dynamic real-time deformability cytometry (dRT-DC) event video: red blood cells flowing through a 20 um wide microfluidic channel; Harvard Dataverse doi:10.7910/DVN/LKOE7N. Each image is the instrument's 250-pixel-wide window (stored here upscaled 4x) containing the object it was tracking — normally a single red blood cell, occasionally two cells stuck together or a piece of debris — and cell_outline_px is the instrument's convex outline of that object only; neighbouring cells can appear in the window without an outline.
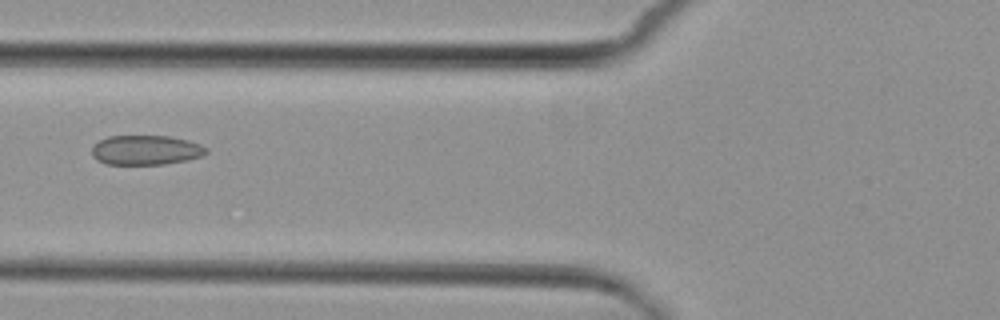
{"species": "common noctule bat (a hibernating species)", "species_latin": "Nyctalus noctula", "temperature_condition": "cold", "stored_images_in_passage": 5, "camera_frame_rate_fps": 3000, "um_per_image_px": 0.085, "animal": {"sex": "female", "body_mass_g": 29.2, "forearm_length_mm": 56.3}, "frame": {"image": 1, "passage_image": 5, "time_ms": 5.667, "image_size_px": [1000, 320], "cell_outline_px": [[208, 152], [204, 156], [188, 160], [164, 164], [108, 164], [96, 160], [92, 156], [92, 148], [100, 140], [108, 136], [168, 136], [188, 140], [200, 144], [208, 148]], "centroid_in_image_um": [12.43, 12.76], "position_along_channel_um": 113.4, "area_um2": 19.83}}